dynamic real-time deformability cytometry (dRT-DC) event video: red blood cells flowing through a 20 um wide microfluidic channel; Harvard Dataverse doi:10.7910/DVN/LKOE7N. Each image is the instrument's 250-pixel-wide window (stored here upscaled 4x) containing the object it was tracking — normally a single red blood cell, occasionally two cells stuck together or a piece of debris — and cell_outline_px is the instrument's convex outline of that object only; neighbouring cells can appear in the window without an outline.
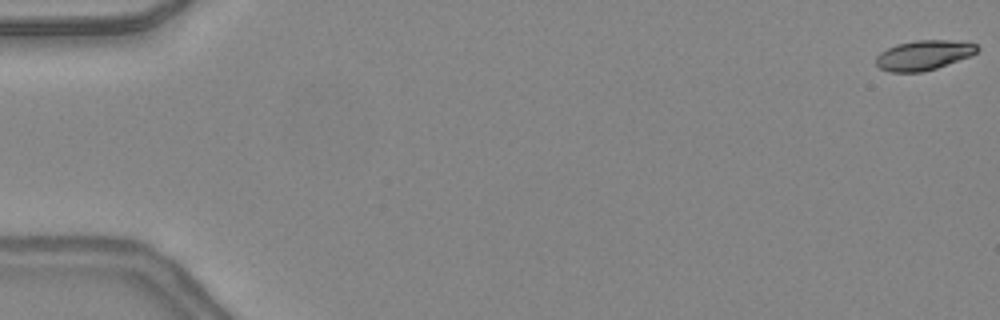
{"species": "common noctule bat (a hibernating species)", "species_latin": "Nyctalus noctula", "temperature_condition": "warm", "stored_images_in_passage": 48, "camera_frame_rate_fps": 3000, "um_per_image_px": 0.085, "animal": {"sex": "female", "body_mass_g": 24.6, "forearm_length_mm": 56.2}, "frame": {"image": 1, "passage_image": 1, "time_ms": 0.0, "image_size_px": [1000, 320], "cell_outline_px": [[980, 48], [976, 52], [968, 56], [936, 68], [920, 72], [892, 72], [880, 68], [876, 64], [876, 56], [880, 52], [896, 44], [916, 40], [948, 40], [976, 44]], "centroid_in_image_um": [78.47, 4.68], "position_along_channel_um": 6.5, "area_um2": 17.28}}
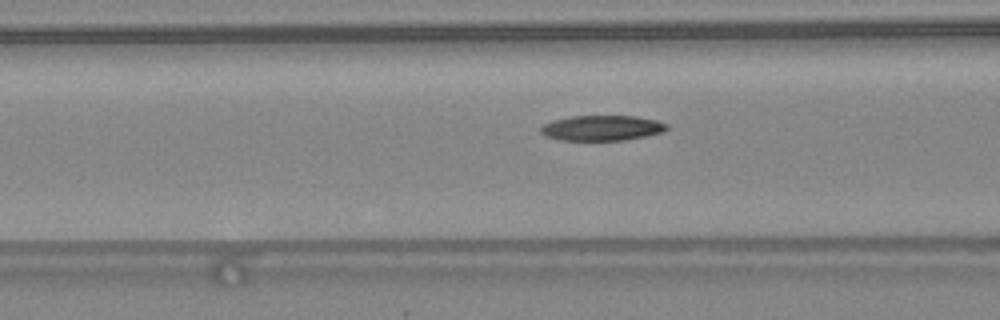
{"frame": {"image": 2, "passage_image": 20, "time_ms": 6.333, "image_size_px": [1000, 320], "cell_outline_px": [[668, 128], [664, 132], [624, 140], [560, 140], [544, 136], [540, 132], [540, 128], [544, 124], [552, 120], [572, 116], [636, 116], [656, 120], [668, 124]], "centroid_in_image_um": [51.15, 10.88], "position_along_channel_um": 115.4, "area_um2": 18.61}}
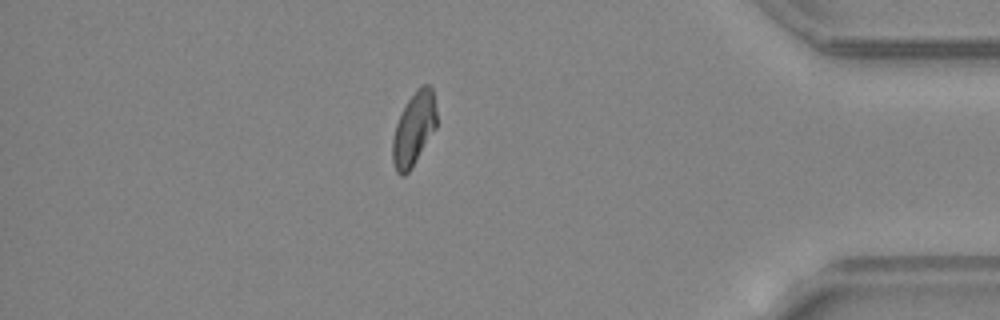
{"frame": {"image": 3, "passage_image": 42, "time_ms": 13.667, "image_size_px": [1000, 320], "cell_outline_px": [[436, 128], [412, 168], [404, 176], [400, 176], [396, 172], [392, 160], [392, 140], [396, 124], [408, 100], [416, 88], [424, 84], [428, 84], [432, 88], [436, 112]], "centroid_in_image_um": [35.17, 10.99], "position_along_channel_um": 400.0, "area_um2": 18.79}, "authors_computed_cell_mechanics": {"area_um2": 18.9873, "velocity_mm_per_s": 4.3817, "shape_relaxation_time_tau1_ms": null, "shape_relaxation_time_tau2_ms": 9.9182, "deformation_change_tau1": null, "deformation_change_tau2": 0.1927}}